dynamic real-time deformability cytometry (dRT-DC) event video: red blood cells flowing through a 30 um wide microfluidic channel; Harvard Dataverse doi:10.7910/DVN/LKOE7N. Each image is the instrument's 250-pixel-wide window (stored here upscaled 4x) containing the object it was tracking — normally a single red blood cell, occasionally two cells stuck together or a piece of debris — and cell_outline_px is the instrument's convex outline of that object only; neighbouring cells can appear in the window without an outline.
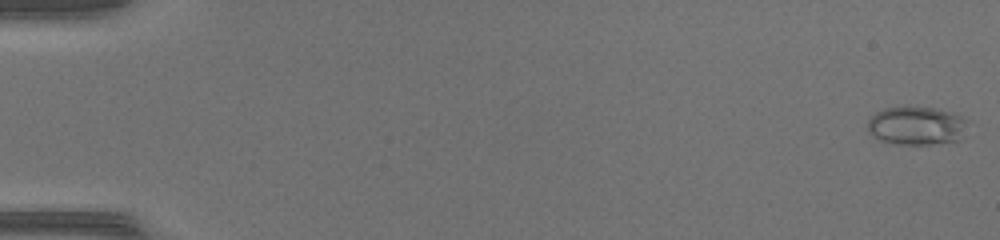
{"species": "common noctule bat (a hibernating species)", "species_latin": "Nyctalus noctula", "temperature_condition": "warm", "stored_images_in_passage": 50, "camera_frame_rate_fps": 3000, "um_per_image_px": 0.085, "animal": {"sex": "female", "body_mass_g": 17.0, "forearm_length_mm": 48.0}, "frame": {"image": 1, "passage_image": 1, "time_ms": 0.0, "image_size_px": [1000, 240], "cell_outline_px": [[968, 120], [960, 140], [928, 144], [896, 144], [880, 140], [868, 132], [868, 120], [876, 112], [884, 108], [904, 104], [936, 108], [952, 112]], "centroid_in_image_um": [77.87, 10.64], "position_along_channel_um": 7.1, "area_um2": 22.83}}
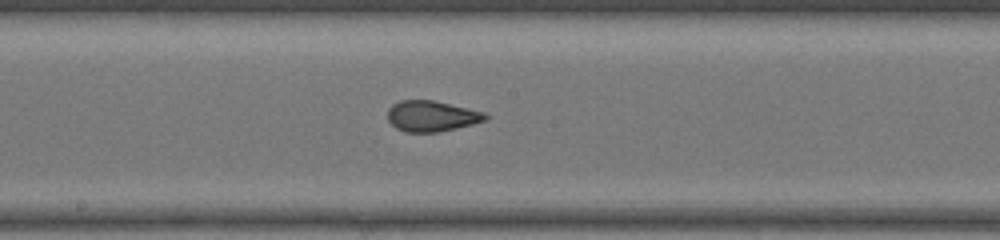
{"frame": {"image": 2, "passage_image": 28, "time_ms": 9.0, "image_size_px": [1000, 240], "cell_outline_px": [[488, 120], [456, 128], [436, 132], [404, 132], [396, 128], [388, 120], [388, 108], [392, 104], [400, 100], [432, 100], [484, 112], [488, 116]], "centroid_in_image_um": [36.67, 9.87], "position_along_channel_um": 211.5, "area_um2": 17.46}}
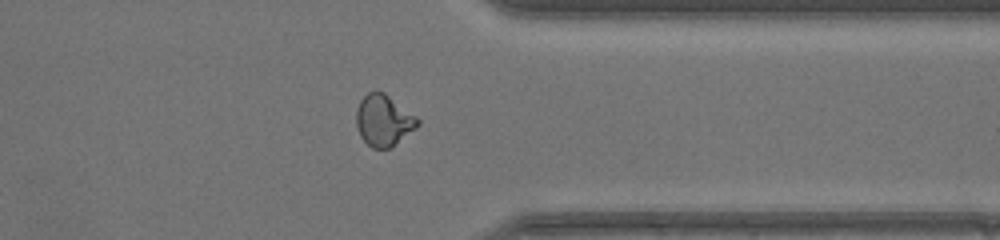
{"frame": {"image": 3, "passage_image": 40, "time_ms": 13.0, "image_size_px": [1000, 240], "cell_outline_px": [[420, 124], [416, 128], [388, 148], [372, 148], [360, 136], [356, 124], [356, 108], [360, 100], [368, 92], [376, 88], [384, 92], [416, 116], [420, 120]], "centroid_in_image_um": [32.58, 10.19], "position_along_channel_um": 378.8, "area_um2": 18.32}}